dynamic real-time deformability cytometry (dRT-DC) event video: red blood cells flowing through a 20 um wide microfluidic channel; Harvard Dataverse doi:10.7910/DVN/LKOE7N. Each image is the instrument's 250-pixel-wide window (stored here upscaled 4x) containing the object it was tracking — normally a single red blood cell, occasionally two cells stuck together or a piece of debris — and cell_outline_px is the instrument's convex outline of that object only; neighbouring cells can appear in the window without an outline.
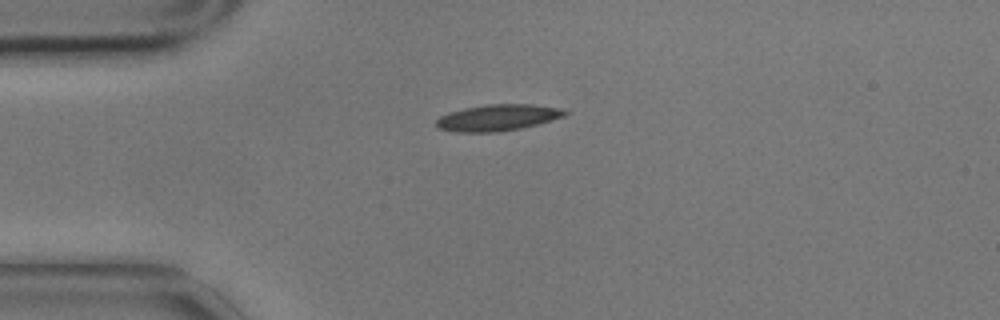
{"species": "common noctule bat (a hibernating species)", "species_latin": "Nyctalus noctula", "temperature_condition": "cold", "stored_images_in_passage": 45, "camera_frame_rate_fps": 3000, "um_per_image_px": 0.085, "animal": {"sex": "male", "body_mass_g": 17.9}, "frame": {"image": 1, "passage_image": 1, "time_ms": 0.0, "image_size_px": [1000, 320], "cell_outline_px": [[568, 112], [564, 116], [536, 124], [520, 128], [500, 132], [456, 132], [440, 128], [436, 124], [436, 120], [440, 116], [448, 112], [464, 108], [488, 104], [532, 104], [564, 108]], "centroid_in_image_um": [42.31, 9.99], "position_along_channel_um": 42.7, "area_um2": 19.71}}
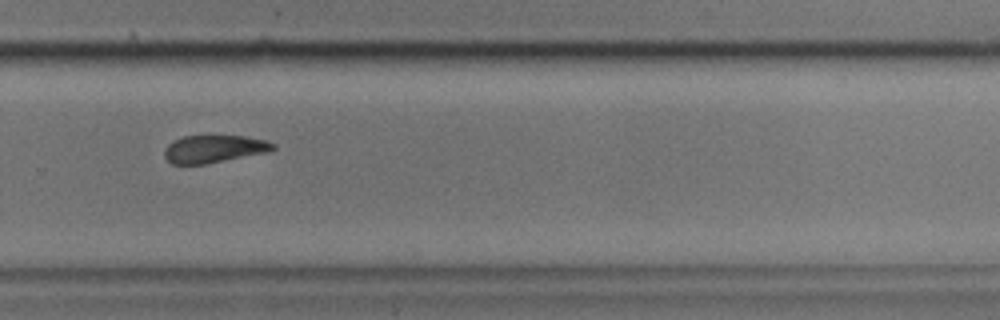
{"frame": {"image": 2, "passage_image": 26, "time_ms": 8.333, "image_size_px": [1000, 320], "cell_outline_px": [[276, 148], [268, 152], [204, 164], [172, 164], [164, 156], [164, 152], [168, 144], [184, 136], [244, 136], [268, 140], [276, 144]], "centroid_in_image_um": [18.23, 12.65], "position_along_channel_um": 311.6, "area_um2": 17.34}}
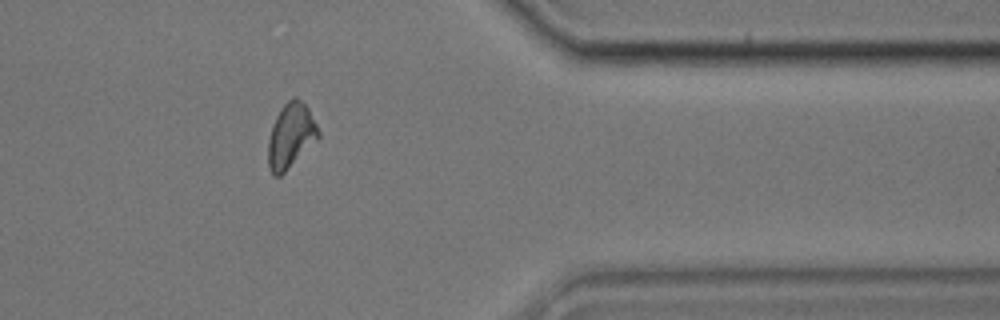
{"frame": {"image": 3, "passage_image": 34, "time_ms": 11.0, "image_size_px": [1000, 320], "cell_outline_px": [[320, 136], [280, 176], [272, 176], [268, 168], [268, 140], [272, 124], [280, 108], [292, 96], [296, 96], [308, 108], [320, 132]], "centroid_in_image_um": [24.69, 11.52], "position_along_channel_um": 386.7, "area_um2": 18.84}, "authors_computed_cell_mechanics": {"area_um2": 18.9006, "velocity_mm_per_s": 3.4723, "shape_relaxation_time_tau1_ms": 4.056, "shape_relaxation_time_tau2_ms": 2.3755, "deformation_change_tau1": 0.1261, "deformation_change_tau2": 0.0932}}